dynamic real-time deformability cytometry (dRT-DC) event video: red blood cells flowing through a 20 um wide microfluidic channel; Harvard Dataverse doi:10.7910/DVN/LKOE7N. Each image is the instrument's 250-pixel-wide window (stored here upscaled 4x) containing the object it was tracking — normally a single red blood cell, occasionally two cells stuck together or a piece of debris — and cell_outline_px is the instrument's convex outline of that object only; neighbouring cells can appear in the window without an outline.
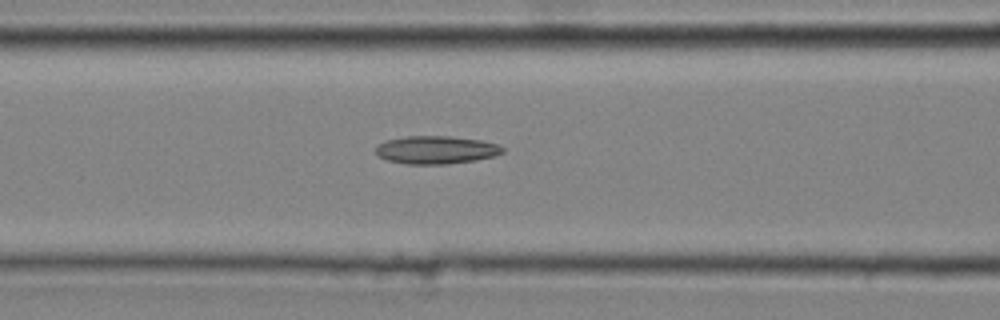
{"species": "common noctule bat (a hibernating species)", "species_latin": "Nyctalus noctula", "temperature_condition": "cold", "stored_images_in_passage": 35, "camera_frame_rate_fps": 3000, "um_per_image_px": 0.085, "animal": {"sex": "male", "body_mass_g": 20.4}, "frame": {"image": 1, "passage_image": 11, "time_ms": 3.333, "image_size_px": [1000, 320], "cell_outline_px": [[504, 152], [496, 156], [476, 160], [448, 164], [408, 164], [388, 160], [380, 156], [376, 152], [376, 144], [384, 140], [408, 136], [448, 136], [480, 140], [500, 144], [504, 148]], "centroid_in_image_um": [37.1, 12.73], "position_along_channel_um": 129.5, "area_um2": 20.81}}
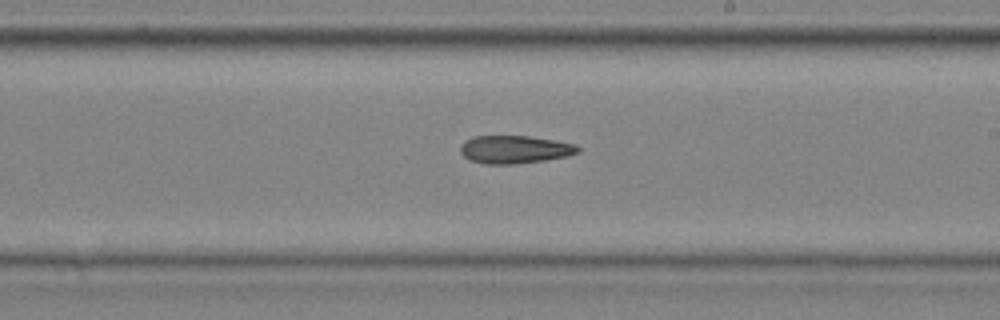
{"frame": {"image": 2, "passage_image": 19, "time_ms": 6.0, "image_size_px": [1000, 320], "cell_outline_px": [[580, 152], [568, 156], [544, 160], [512, 164], [484, 164], [468, 160], [460, 152], [460, 148], [472, 136], [528, 136], [552, 140], [572, 144], [580, 148]], "centroid_in_image_um": [43.73, 12.71], "position_along_channel_um": 245.3, "area_um2": 18.9}}
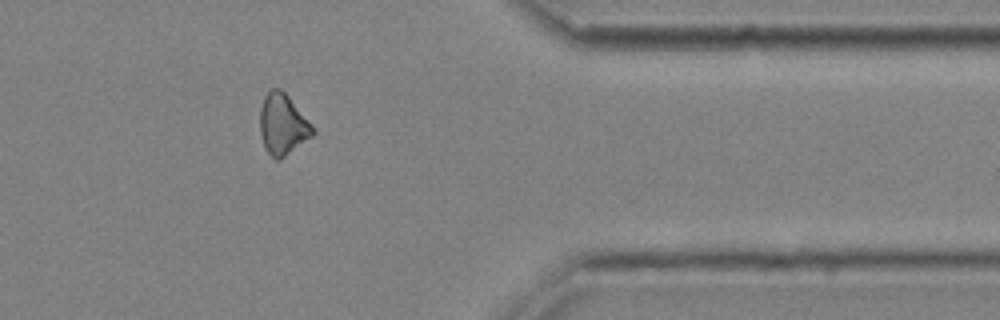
{"frame": {"image": 3, "passage_image": 30, "time_ms": 9.667, "image_size_px": [1000, 320], "cell_outline_px": [[316, 132], [312, 136], [280, 160], [276, 160], [264, 148], [260, 132], [260, 108], [264, 96], [272, 88], [280, 88], [288, 96], [316, 128]], "centroid_in_image_um": [24.04, 10.58], "position_along_channel_um": 387.4, "area_um2": 18.79}}